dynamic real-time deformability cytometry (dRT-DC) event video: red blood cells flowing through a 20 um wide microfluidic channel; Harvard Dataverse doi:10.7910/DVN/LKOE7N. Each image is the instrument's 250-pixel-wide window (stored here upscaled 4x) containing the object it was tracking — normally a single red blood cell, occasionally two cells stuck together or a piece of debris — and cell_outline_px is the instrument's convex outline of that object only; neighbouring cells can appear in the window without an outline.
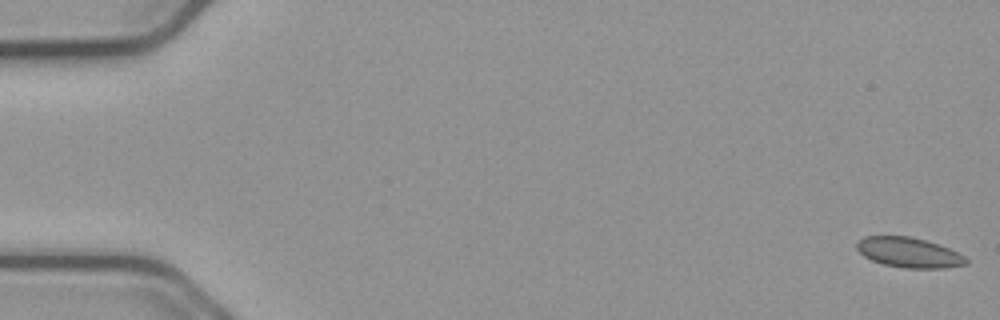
{"species": "common noctule bat (a hibernating species)", "species_latin": "Nyctalus noctula", "temperature_condition": "cold", "stored_images_in_passage": 55, "camera_frame_rate_fps": 3000, "um_per_image_px": 0.085, "animal": {"sex": "male", "body_mass_g": 23.1, "forearm_length_mm": 52.7}, "frame": {"image": 1, "passage_image": 1, "time_ms": 0.0, "image_size_px": [1000, 320], "cell_outline_px": [[968, 264], [944, 268], [904, 268], [884, 264], [872, 260], [864, 256], [856, 248], [856, 244], [864, 236], [912, 236], [940, 244], [964, 256], [968, 260]], "centroid_in_image_um": [77.27, 21.46], "position_along_channel_um": 7.7, "area_um2": 19.13}}
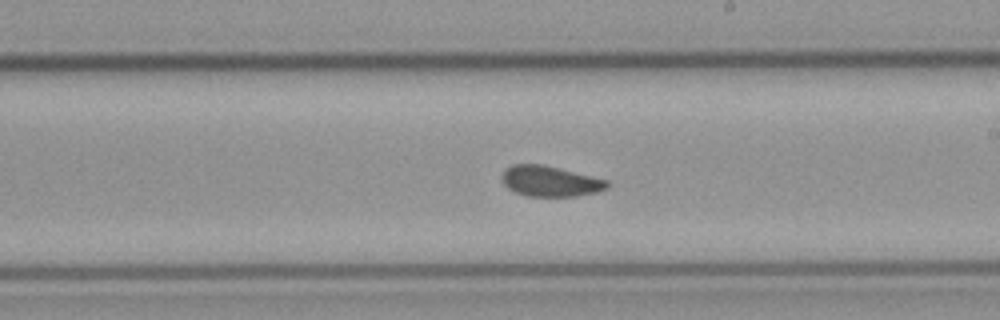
{"frame": {"image": 2, "passage_image": 32, "time_ms": 10.333, "image_size_px": [1000, 320], "cell_outline_px": [[608, 188], [596, 192], [576, 196], [528, 196], [516, 192], [508, 188], [500, 180], [500, 176], [512, 164], [540, 164], [608, 180]], "centroid_in_image_um": [46.74, 15.41], "position_along_channel_um": 242.3, "area_um2": 18.5}}
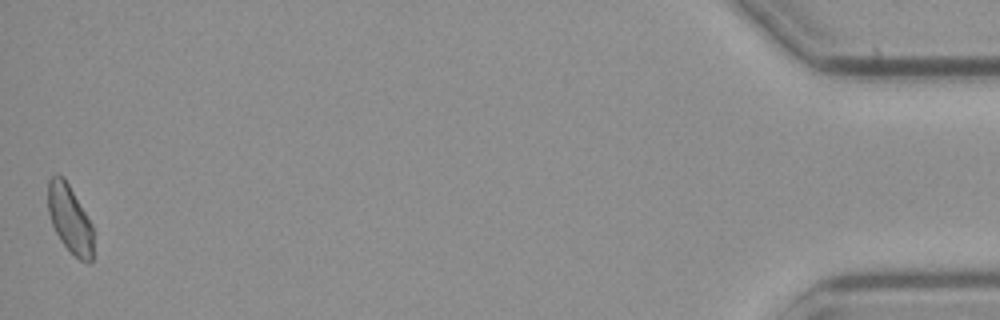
{"frame": {"image": 3, "passage_image": 55, "time_ms": 18.0, "image_size_px": [1000, 320], "cell_outline_px": [[92, 264], [88, 264], [80, 260], [60, 240], [52, 224], [48, 212], [48, 180], [52, 176], [64, 176], [92, 224]], "centroid_in_image_um": [5.93, 18.61], "position_along_channel_um": 429.3, "area_um2": 17.74}, "authors_computed_cell_mechanics": {"area_um2": 19.074, "velocity_mm_per_s": 3.7296, "shape_relaxation_time_tau1_ms": null, "shape_relaxation_time_tau2_ms": 1.1821, "deformation_change_tau1": null, "deformation_change_tau2": 0.0485}}